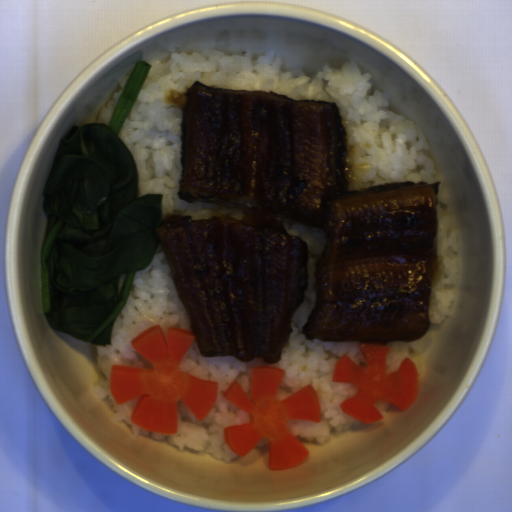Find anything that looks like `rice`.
<instances>
[{
	"instance_id": "1",
	"label": "rice",
	"mask_w": 512,
	"mask_h": 512,
	"mask_svg": "<svg viewBox=\"0 0 512 512\" xmlns=\"http://www.w3.org/2000/svg\"><path fill=\"white\" fill-rule=\"evenodd\" d=\"M355 61L340 67L325 63L308 75L286 71L280 54L267 51L225 53L217 48L174 52L155 61L118 132L138 173L137 198L161 194L162 220L167 213L191 215L193 221L215 214L241 220L242 211L210 201L186 202L178 190L183 113L175 100L196 81L216 88L274 92L294 100L335 102L347 134V191L400 182H441L437 210V253L429 320L441 324L451 314L458 288V238L445 211L447 179L430 156L426 132L414 120L391 109L388 98L370 82Z\"/></svg>"
},
{
	"instance_id": "2",
	"label": "rice",
	"mask_w": 512,
	"mask_h": 512,
	"mask_svg": "<svg viewBox=\"0 0 512 512\" xmlns=\"http://www.w3.org/2000/svg\"><path fill=\"white\" fill-rule=\"evenodd\" d=\"M284 231L307 243V288L302 303L291 317L292 332L287 338L277 363H267L261 357L243 362L233 356H202L194 337L180 367L182 372L199 379L218 382L214 405L200 421L186 403L177 402L176 434L147 431L131 422V415L139 396L117 404L110 390L112 365H133L150 368L151 363L139 354L131 341L153 325H159L164 340L169 328L193 329L189 314L183 305L171 277L169 265L161 242L146 269L136 271L126 303L116 317L111 329L110 345L96 346V359L102 372L91 389L100 399H109L114 420L129 425L135 436L143 434L180 449L188 448L210 454L224 464L237 457L227 444L224 428L246 423L247 411L230 403L222 395L233 381L244 389L249 401L251 371L253 366H271L284 370V379L275 400L283 401L307 385H312L318 398L321 421L309 422L288 419L289 431L307 441L322 444L335 432L349 431L362 421L341 409L344 400L357 394L359 387L351 382L333 381L338 359L346 354L356 366H364L366 358L360 352V344L387 345L386 374L397 371L405 359L414 361L420 348V338L414 341H365L323 342L307 340L302 327L315 307L316 292L313 288L316 266L324 247L326 236L319 228L306 225L290 217L282 220Z\"/></svg>"
},
{
	"instance_id": "3",
	"label": "rice",
	"mask_w": 512,
	"mask_h": 512,
	"mask_svg": "<svg viewBox=\"0 0 512 512\" xmlns=\"http://www.w3.org/2000/svg\"><path fill=\"white\" fill-rule=\"evenodd\" d=\"M129 76L130 75H127V76H124L123 78H121V80L119 82V90L117 92H115L114 94H112L110 100L101 108V110L97 116L96 124L97 123H103L105 125L109 124V122L113 116V113L117 107V104L120 100V97L122 95V92L125 88V85L127 83Z\"/></svg>"
},
{
	"instance_id": "4",
	"label": "rice",
	"mask_w": 512,
	"mask_h": 512,
	"mask_svg": "<svg viewBox=\"0 0 512 512\" xmlns=\"http://www.w3.org/2000/svg\"><path fill=\"white\" fill-rule=\"evenodd\" d=\"M374 406L382 413L383 416L386 415L389 407L393 405L379 399L375 402Z\"/></svg>"
},
{
	"instance_id": "5",
	"label": "rice",
	"mask_w": 512,
	"mask_h": 512,
	"mask_svg": "<svg viewBox=\"0 0 512 512\" xmlns=\"http://www.w3.org/2000/svg\"><path fill=\"white\" fill-rule=\"evenodd\" d=\"M267 445H269V443H268V440H267V438L265 436V437L261 438L253 447L254 448H262V447H265Z\"/></svg>"
}]
</instances>
